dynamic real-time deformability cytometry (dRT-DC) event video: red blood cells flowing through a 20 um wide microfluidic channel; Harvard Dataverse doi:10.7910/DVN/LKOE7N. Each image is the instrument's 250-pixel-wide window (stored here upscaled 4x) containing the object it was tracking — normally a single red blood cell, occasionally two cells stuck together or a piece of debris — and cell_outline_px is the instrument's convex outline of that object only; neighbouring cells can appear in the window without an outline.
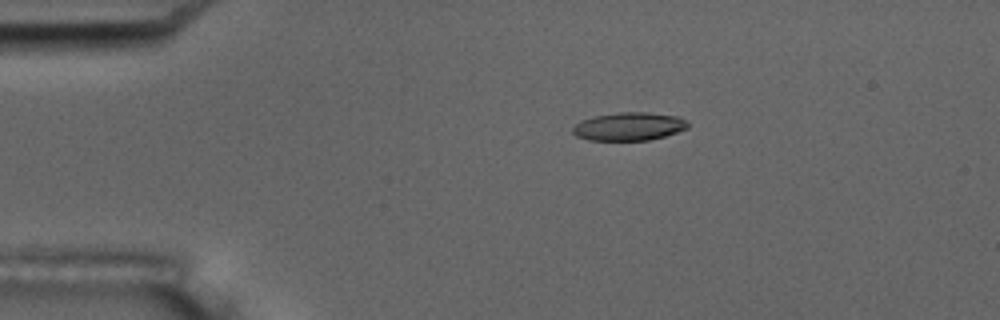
{"species": "common noctule bat (a hibernating species)", "species_latin": "Nyctalus noctula", "temperature_condition": "room temperature", "stored_images_in_passage": 4, "camera_frame_rate_fps": 3000, "um_per_image_px": 0.085, "animal": {"sex": "male", "body_mass_g": 17.5, "forearm_length_mm": 52.3}, "frame": {"image": 1, "passage_image": 3, "time_ms": 2.667, "image_size_px": [1000, 320], "cell_outline_px": [[688, 128], [664, 136], [648, 140], [588, 140], [576, 136], [572, 132], [572, 128], [580, 120], [592, 116], [616, 112], [644, 112], [680, 116], [688, 124]], "centroid_in_image_um": [53.42, 10.74], "position_along_channel_um": 31.6, "area_um2": 18.96}}